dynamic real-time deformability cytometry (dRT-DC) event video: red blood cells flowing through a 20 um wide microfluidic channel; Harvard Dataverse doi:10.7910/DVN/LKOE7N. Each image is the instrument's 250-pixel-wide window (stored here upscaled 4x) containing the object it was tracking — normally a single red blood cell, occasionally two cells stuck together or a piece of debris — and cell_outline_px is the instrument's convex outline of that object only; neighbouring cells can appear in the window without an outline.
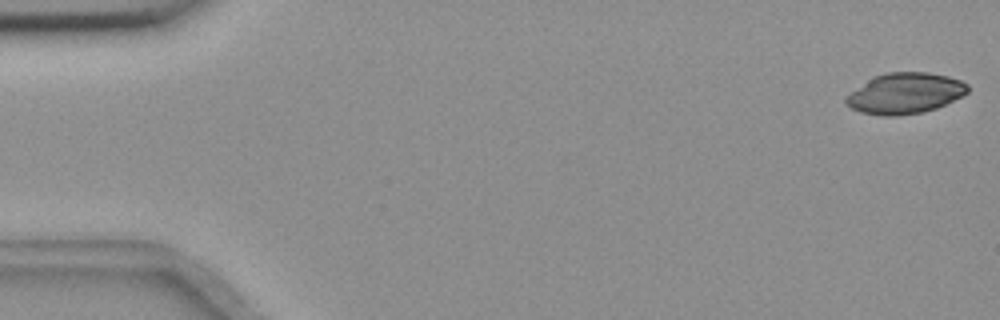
{"species": "common noctule bat (a hibernating species)", "species_latin": "Nyctalus noctula", "temperature_condition": "room temperature", "stored_images_in_passage": 55, "camera_frame_rate_fps": 3000, "um_per_image_px": 0.085, "animal": {"sex": "female", "body_mass_g": 18.4}, "frame": {"image": 1, "passage_image": 1, "time_ms": 0.0, "image_size_px": [1000, 320], "cell_outline_px": [[968, 92], [936, 108], [920, 112], [896, 116], [884, 116], [860, 112], [844, 104], [844, 96], [872, 76], [888, 72], [928, 72], [948, 76], [960, 80], [968, 84]], "centroid_in_image_um": [76.86, 7.92], "position_along_channel_um": 8.1, "area_um2": 28.96}}
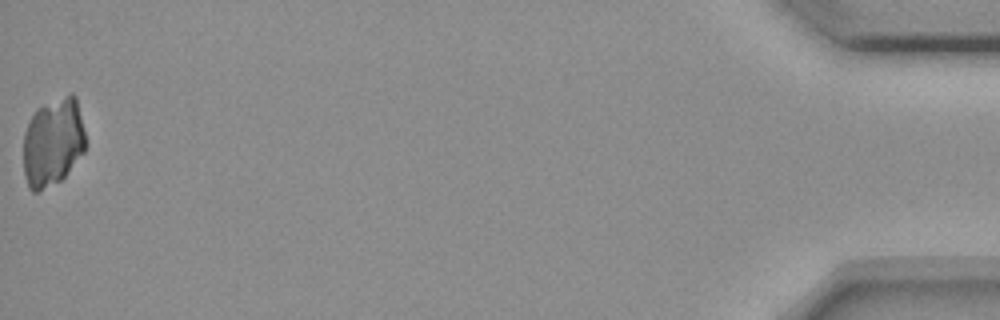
{"frame": {"image": 2, "passage_image": 55, "time_ms": 18.0, "image_size_px": [1000, 320], "cell_outline_px": [[84, 152], [64, 176], [60, 180], [36, 192], [32, 192], [28, 188], [24, 176], [24, 132], [36, 108], [72, 92], [76, 96], [84, 132]], "centroid_in_image_um": [4.48, 12.08], "position_along_channel_um": 430.7, "area_um2": 31.67}}